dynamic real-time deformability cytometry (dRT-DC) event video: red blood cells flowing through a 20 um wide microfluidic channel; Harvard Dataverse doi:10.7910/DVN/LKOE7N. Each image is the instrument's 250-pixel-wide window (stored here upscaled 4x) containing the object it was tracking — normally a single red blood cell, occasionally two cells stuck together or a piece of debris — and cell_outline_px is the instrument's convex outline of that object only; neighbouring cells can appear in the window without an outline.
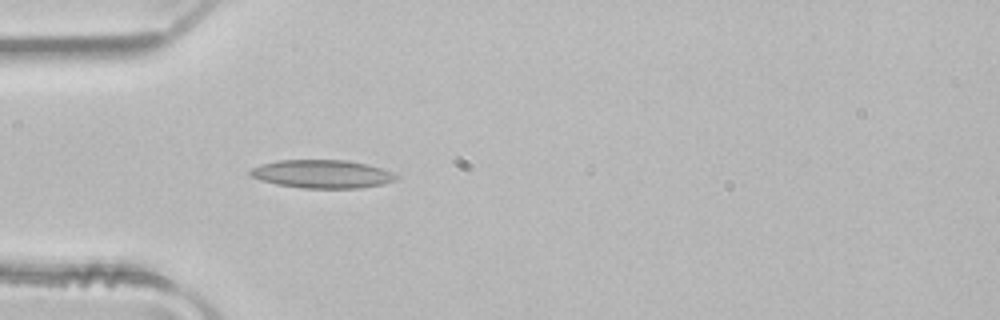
{"species": "common noctule bat (a hibernating species)", "species_latin": "Nyctalus noctula", "temperature_condition": "room temperature", "stored_images_in_passage": 4, "camera_frame_rate_fps": 3000, "um_per_image_px": 0.085, "animal": {"sex": "male", "body_mass_g": 21.5, "forearm_length_mm": 52.0}, "frame": {"image": 1, "passage_image": 4, "time_ms": 1.0, "image_size_px": [1000, 320], "cell_outline_px": [[400, 176], [396, 180], [384, 184], [360, 188], [300, 188], [276, 184], [260, 180], [252, 176], [248, 172], [252, 168], [260, 164], [276, 160], [348, 160], [368, 164], [392, 172]], "centroid_in_image_um": [27.39, 14.79], "position_along_channel_um": 57.6, "area_um2": 24.22}}